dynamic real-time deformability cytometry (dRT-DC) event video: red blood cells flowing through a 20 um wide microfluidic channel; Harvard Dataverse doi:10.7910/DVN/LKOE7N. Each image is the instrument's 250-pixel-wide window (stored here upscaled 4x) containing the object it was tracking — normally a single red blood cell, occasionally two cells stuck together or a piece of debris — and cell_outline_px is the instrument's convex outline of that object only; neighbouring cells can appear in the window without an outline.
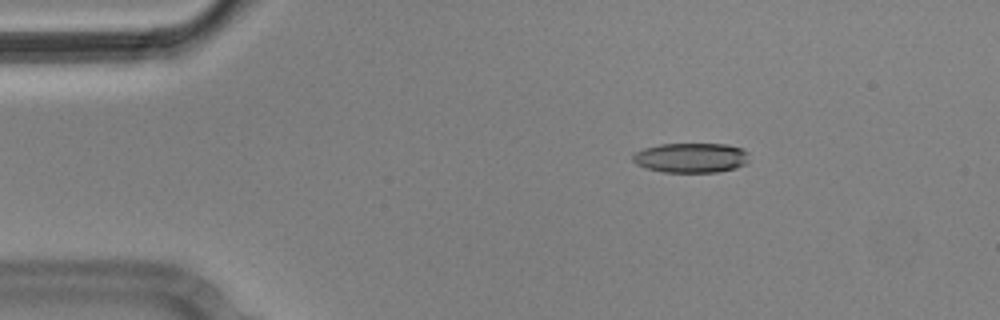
{"species": "Egyptian fruit bat (a non-hibernating species)", "species_latin": "Rousettus aegyptiacus", "temperature_condition": "cold", "stored_images_in_passage": 6, "camera_frame_rate_fps": 3000, "um_per_image_px": 0.085, "animal": {"sex": "male"}, "frame": {"image": 1, "passage_image": 6, "time_ms": 1.667, "image_size_px": [1000, 320], "cell_outline_px": [[748, 164], [736, 168], [716, 172], [664, 172], [644, 168], [636, 164], [632, 160], [632, 156], [636, 152], [644, 148], [660, 144], [728, 144], [740, 148], [748, 152]], "centroid_in_image_um": [58.74, 13.41], "position_along_channel_um": 26.3, "area_um2": 20.35}}